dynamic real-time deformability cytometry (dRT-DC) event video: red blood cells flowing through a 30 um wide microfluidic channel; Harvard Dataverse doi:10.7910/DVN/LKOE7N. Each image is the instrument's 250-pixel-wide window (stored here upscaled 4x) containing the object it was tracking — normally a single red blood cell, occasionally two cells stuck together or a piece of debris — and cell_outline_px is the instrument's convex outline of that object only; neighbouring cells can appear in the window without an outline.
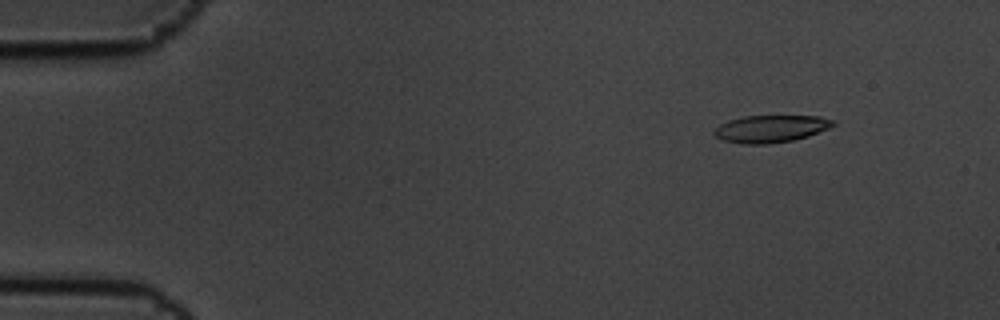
{"species": "common noctule bat (a hibernating species)", "species_latin": "Nyctalus noctula", "temperature_condition": "cold", "stored_images_in_passage": 5, "camera_frame_rate_fps": 3000, "um_per_image_px": 0.085, "animal": {"sex": "male", "body_mass_g": 19.5, "forearm_length_mm": 54.6}, "frame": {"image": 1, "passage_image": 2, "time_ms": 0.333, "image_size_px": [1000, 320], "cell_outline_px": [[836, 124], [828, 128], [808, 136], [792, 140], [768, 144], [744, 144], [720, 140], [712, 132], [720, 124], [728, 120], [744, 116], [820, 116], [836, 120]], "centroid_in_image_um": [65.51, 10.94], "position_along_channel_um": 19.5, "area_um2": 18.96}}
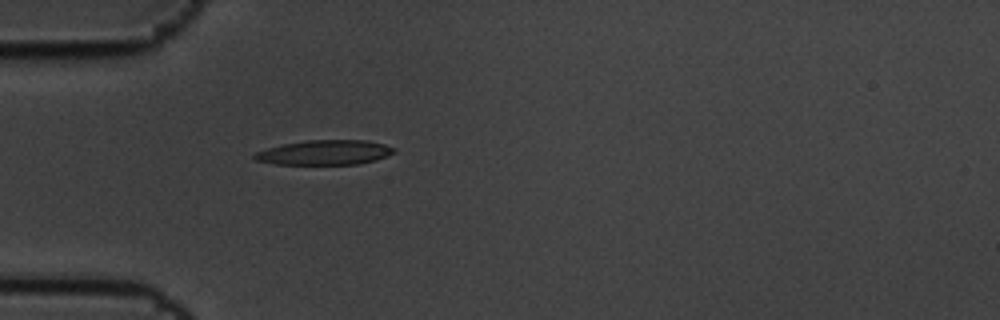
{"frame": {"image": 2, "passage_image": 5, "time_ms": 1.333, "image_size_px": [1000, 320], "cell_outline_px": [[396, 152], [388, 156], [376, 160], [360, 164], [276, 164], [256, 160], [252, 156], [256, 152], [268, 148], [284, 144], [304, 140], [368, 140], [384, 144], [396, 148]], "centroid_in_image_um": [27.66, 12.96], "position_along_channel_um": 57.3, "area_um2": 20.17}}